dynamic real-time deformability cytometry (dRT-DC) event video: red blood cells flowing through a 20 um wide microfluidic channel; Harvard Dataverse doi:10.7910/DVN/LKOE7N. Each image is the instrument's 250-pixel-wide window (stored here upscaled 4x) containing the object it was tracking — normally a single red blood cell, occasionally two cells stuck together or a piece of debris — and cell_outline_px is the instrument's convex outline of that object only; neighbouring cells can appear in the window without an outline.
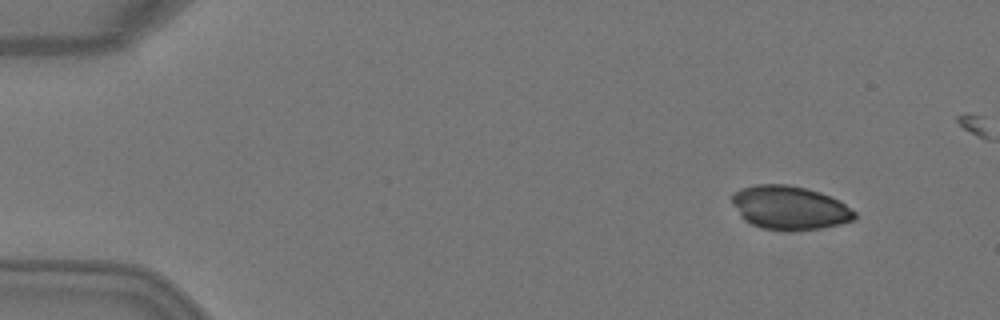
{"species": "Egyptian fruit bat (a non-hibernating species)", "species_latin": "Rousettus aegyptiacus", "temperature_condition": "warm", "stored_images_in_passage": 8, "camera_frame_rate_fps": 3000, "um_per_image_px": 0.085, "animal": {"sex": "female"}, "frame": {"image": 1, "passage_image": 2, "time_ms": 0.333, "image_size_px": [1000, 320], "cell_outline_px": [[856, 216], [852, 220], [840, 224], [820, 228], [792, 232], [788, 232], [760, 228], [744, 220], [740, 216], [732, 200], [732, 196], [740, 188], [756, 184], [788, 184], [820, 192], [840, 200], [856, 212]], "centroid_in_image_um": [67.12, 17.67], "position_along_channel_um": 17.9, "area_um2": 31.44}}